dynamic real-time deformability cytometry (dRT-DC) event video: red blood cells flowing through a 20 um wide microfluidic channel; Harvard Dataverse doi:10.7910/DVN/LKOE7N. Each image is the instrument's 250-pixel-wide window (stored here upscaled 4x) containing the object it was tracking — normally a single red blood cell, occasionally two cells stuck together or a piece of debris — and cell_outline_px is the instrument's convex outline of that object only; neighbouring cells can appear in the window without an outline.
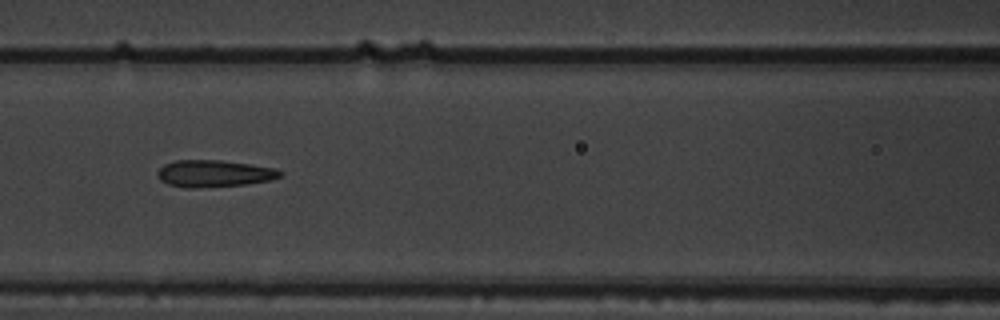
{"species": "common noctule bat (a hibernating species)", "species_latin": "Nyctalus noctula", "temperature_condition": "warm", "stored_images_in_passage": 10, "camera_frame_rate_fps": 3000, "um_per_image_px": 0.085, "animal": {"sex": "male", "body_mass_g": 19.5, "forearm_length_mm": 54.6}, "frame": {"image": 1, "passage_image": 7, "time_ms": 2.0, "image_size_px": [1000, 320], "cell_outline_px": [[284, 172], [280, 176], [268, 180], [248, 184], [196, 188], [188, 188], [168, 184], [160, 180], [156, 176], [156, 172], [164, 164], [176, 160], [220, 160], [276, 168]], "centroid_in_image_um": [18.16, 14.75], "position_along_channel_um": 148.4, "area_um2": 19.25}}
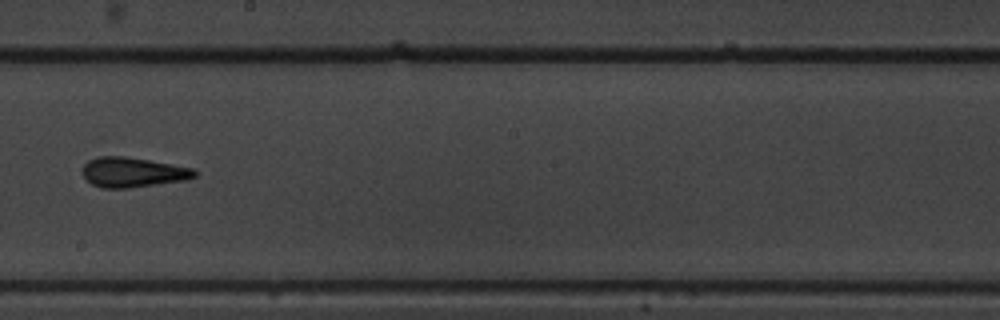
{"frame": {"image": 2, "passage_image": 9, "time_ms": 2.667, "image_size_px": [1000, 320], "cell_outline_px": [[196, 176], [184, 180], [128, 188], [104, 188], [92, 184], [80, 172], [84, 164], [88, 160], [96, 156], [124, 156], [148, 160], [192, 168], [196, 172]], "centroid_in_image_um": [11.22, 14.63], "position_along_channel_um": 237.0, "area_um2": 19.36}}
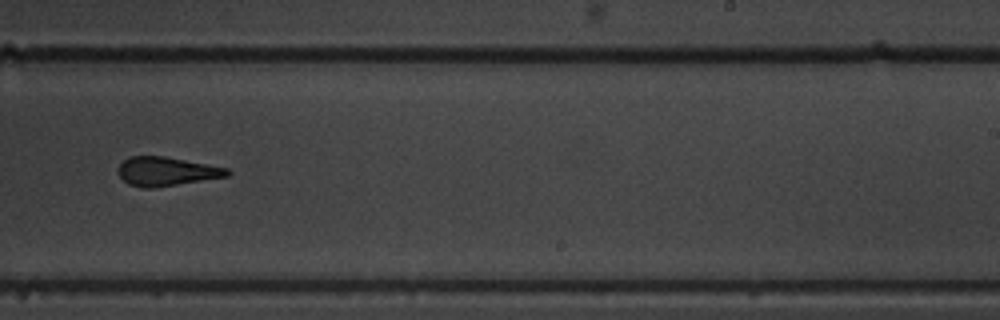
{"frame": {"image": 3, "passage_image": 10, "time_ms": 3.0, "image_size_px": [1000, 320], "cell_outline_px": [[232, 172], [228, 176], [152, 188], [144, 188], [128, 184], [116, 172], [120, 164], [124, 160], [132, 156], [164, 156], [228, 168]], "centroid_in_image_um": [14.13, 14.57], "position_along_channel_um": 274.9, "area_um2": 18.21}}